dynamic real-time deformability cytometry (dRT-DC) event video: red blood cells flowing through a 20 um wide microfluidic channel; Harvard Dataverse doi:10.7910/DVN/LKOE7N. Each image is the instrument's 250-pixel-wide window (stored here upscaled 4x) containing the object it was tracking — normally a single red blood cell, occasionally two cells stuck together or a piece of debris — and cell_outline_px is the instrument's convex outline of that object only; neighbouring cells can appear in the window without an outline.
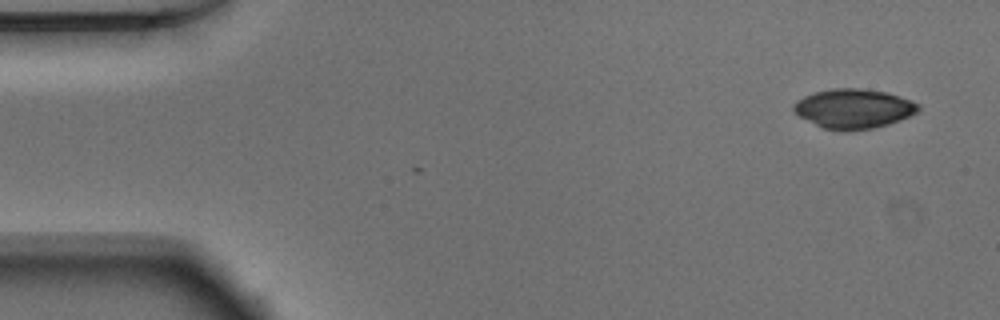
{"species": "Egyptian fruit bat (a non-hibernating species)", "species_latin": "Rousettus aegyptiacus", "temperature_condition": "warm", "stored_images_in_passage": 2, "camera_frame_rate_fps": 3000, "um_per_image_px": 0.085, "animal": {"sex": "male"}, "frame": {"image": 1, "passage_image": 2, "time_ms": 0.333, "image_size_px": [1000, 320], "cell_outline_px": [[920, 108], [916, 112], [900, 120], [888, 124], [872, 128], [848, 132], [844, 132], [824, 128], [800, 116], [792, 108], [792, 104], [796, 100], [804, 96], [816, 92], [832, 88], [860, 88], [888, 92], [912, 100], [920, 104]], "centroid_in_image_um": [72.57, 9.23], "position_along_channel_um": 12.4, "area_um2": 28.78}}